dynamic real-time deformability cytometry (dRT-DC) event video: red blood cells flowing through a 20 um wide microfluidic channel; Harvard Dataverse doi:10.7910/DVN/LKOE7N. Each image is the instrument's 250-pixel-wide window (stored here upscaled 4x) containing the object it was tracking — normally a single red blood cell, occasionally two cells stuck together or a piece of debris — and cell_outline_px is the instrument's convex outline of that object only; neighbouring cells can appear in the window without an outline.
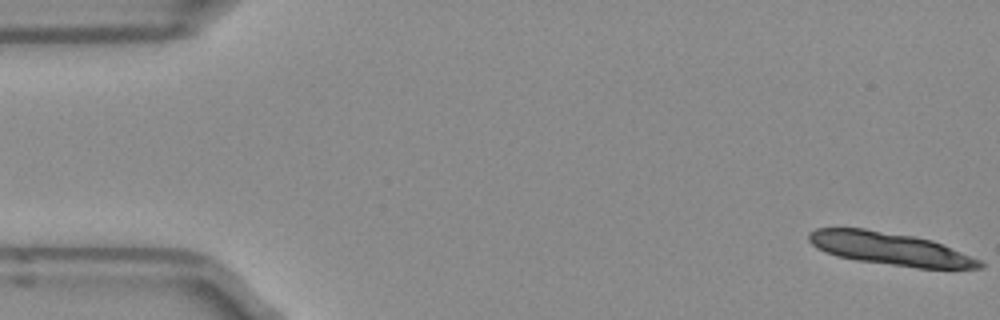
{"species": "Egyptian fruit bat (a non-hibernating species)", "species_latin": "Rousettus aegyptiacus", "temperature_condition": "room temperature", "stored_images_in_passage": 12, "camera_frame_rate_fps": 3000, "um_per_image_px": 0.085, "frame": {"image": 1, "passage_image": 1, "time_ms": 0.0, "image_size_px": [1000, 320], "cell_outline_px": [[984, 268], [916, 268], [856, 260], [836, 256], [824, 252], [816, 248], [808, 240], [808, 232], [816, 228], [864, 228], [912, 236], [932, 240], [952, 248], [980, 260], [984, 264]], "centroid_in_image_um": [75.61, 21.14], "position_along_channel_um": 9.4, "area_um2": 32.54}}